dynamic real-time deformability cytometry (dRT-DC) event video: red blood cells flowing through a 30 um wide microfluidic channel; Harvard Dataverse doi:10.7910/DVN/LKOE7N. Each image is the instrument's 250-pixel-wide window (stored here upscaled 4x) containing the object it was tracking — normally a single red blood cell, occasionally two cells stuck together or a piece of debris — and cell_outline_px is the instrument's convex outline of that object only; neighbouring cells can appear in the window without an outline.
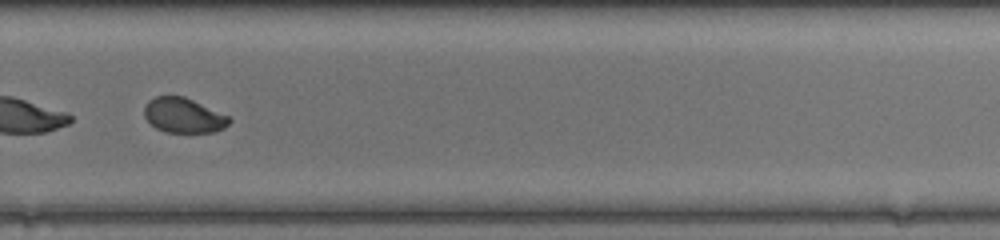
{"species": "common noctule bat (a hibernating species)", "species_latin": "Nyctalus noctula", "temperature_condition": "room temperature", "stored_images_in_passage": 49, "segment_of_instrument_passage": [2, 2], "camera_frame_rate_fps": 3000, "um_per_image_px": 0.085, "animal": {"sex": "female", "body_mass_g": 20.0, "forearm_length_mm": 54.0}, "frame": {"image": 1, "passage_image": 35, "time_ms": 11.333, "image_size_px": [1000, 240], "cell_outline_px": [[232, 120], [224, 128], [216, 132], [164, 132], [156, 128], [144, 116], [144, 108], [148, 100], [156, 96], [184, 96], [228, 116]], "centroid_in_image_um": [15.59, 9.81], "position_along_channel_um": 314.2, "area_um2": 17.17}}